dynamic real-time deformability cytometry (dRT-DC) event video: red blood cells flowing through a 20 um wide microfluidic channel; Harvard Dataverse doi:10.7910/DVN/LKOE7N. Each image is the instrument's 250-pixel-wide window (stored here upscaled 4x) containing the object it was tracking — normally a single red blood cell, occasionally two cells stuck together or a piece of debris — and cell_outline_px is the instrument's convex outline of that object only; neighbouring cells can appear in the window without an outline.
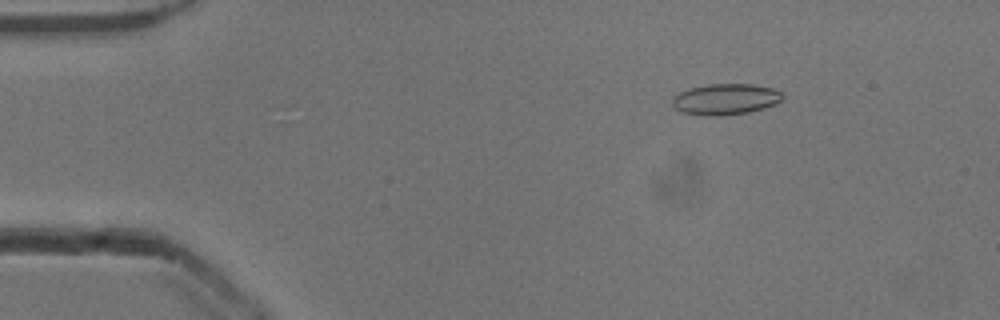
{"species": "common noctule bat (a hibernating species)", "species_latin": "Nyctalus noctula", "temperature_condition": "cold", "stored_images_in_passage": 53, "camera_frame_rate_fps": 3000, "um_per_image_px": 0.085, "animal": {"sex": "male", "body_mass_g": 13.3}, "frame": {"image": 1, "passage_image": 8, "time_ms": 2.333, "image_size_px": [1000, 320], "cell_outline_px": [[784, 96], [776, 104], [764, 108], [748, 112], [716, 116], [708, 116], [680, 112], [672, 104], [672, 96], [688, 88], [712, 84], [752, 84], [772, 88], [780, 92]], "centroid_in_image_um": [61.64, 8.43], "position_along_channel_um": 23.4, "area_um2": 19.88}}
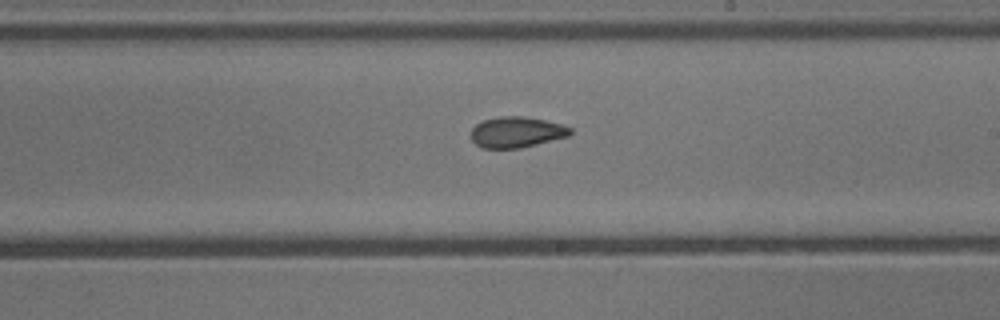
{"frame": {"image": 2, "passage_image": 31, "time_ms": 10.0, "image_size_px": [1000, 320], "cell_outline_px": [[572, 132], [568, 136], [520, 148], [480, 148], [472, 140], [472, 128], [476, 124], [484, 120], [496, 116], [524, 116], [544, 120], [560, 124], [572, 128]], "centroid_in_image_um": [43.89, 11.23], "position_along_channel_um": 245.1, "area_um2": 17.74}}
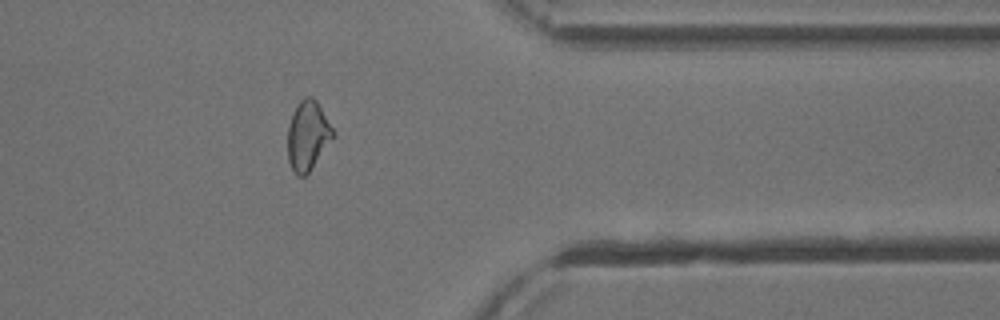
{"frame": {"image": 3, "passage_image": 43, "time_ms": 14.0, "image_size_px": [1000, 320], "cell_outline_px": [[336, 132], [308, 172], [304, 176], [296, 176], [288, 160], [288, 124], [292, 112], [296, 104], [304, 96], [312, 96], [316, 100]], "centroid_in_image_um": [26.14, 11.47], "position_along_channel_um": 385.3, "area_um2": 18.21}, "authors_computed_cell_mechanics": {"area_um2": 18.785, "velocity_mm_per_s": 3.8754, "shape_relaxation_time_tau1_ms": null, "shape_relaxation_time_tau2_ms": 4.1524, "deformation_change_tau1": null, "deformation_change_tau2": 0.1057}}